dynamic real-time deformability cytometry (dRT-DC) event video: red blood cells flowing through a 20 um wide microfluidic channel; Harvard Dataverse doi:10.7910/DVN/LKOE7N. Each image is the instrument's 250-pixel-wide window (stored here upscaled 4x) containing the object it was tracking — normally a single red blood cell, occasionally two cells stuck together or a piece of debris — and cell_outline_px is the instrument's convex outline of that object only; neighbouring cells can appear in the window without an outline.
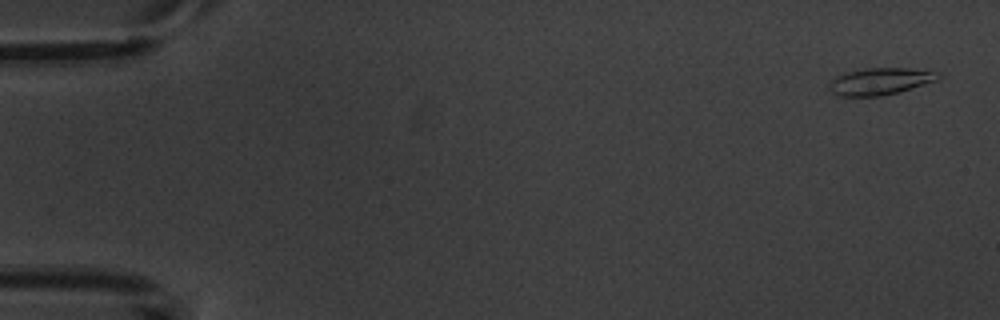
{"species": "common noctule bat (a hibernating species)", "species_latin": "Nyctalus noctula", "temperature_condition": "warm", "stored_images_in_passage": 5, "camera_frame_rate_fps": 3000, "um_per_image_px": 0.085, "animal": {"sex": "male", "body_mass_g": 20.1, "forearm_length_mm": 53.5}, "frame": {"image": 1, "passage_image": 1, "time_ms": 0.0, "image_size_px": [1000, 320], "cell_outline_px": [[940, 76], [936, 80], [900, 92], [880, 96], [840, 96], [832, 92], [828, 88], [832, 80], [836, 76], [848, 72], [868, 68], [908, 68], [940, 72]], "centroid_in_image_um": [74.82, 6.91], "position_along_channel_um": 10.2, "area_um2": 16.94}}